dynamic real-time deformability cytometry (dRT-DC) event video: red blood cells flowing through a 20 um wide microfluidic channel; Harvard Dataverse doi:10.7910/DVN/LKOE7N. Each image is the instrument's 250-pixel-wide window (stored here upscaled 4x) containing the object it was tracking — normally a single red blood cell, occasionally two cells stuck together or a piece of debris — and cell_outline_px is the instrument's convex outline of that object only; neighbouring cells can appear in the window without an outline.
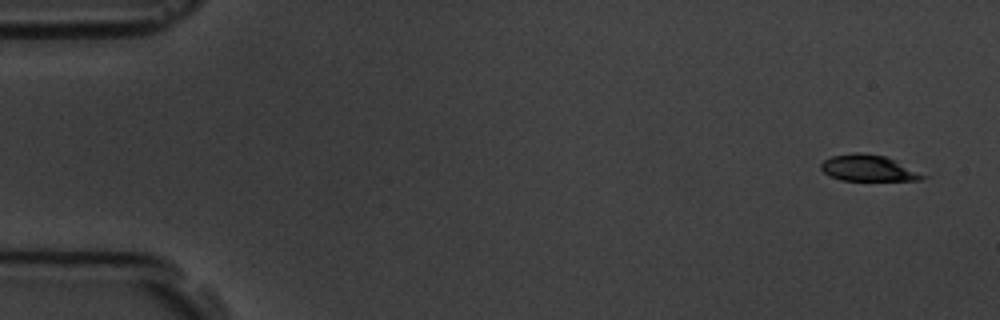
{"species": "common noctule bat (a hibernating species)", "species_latin": "Nyctalus noctula", "temperature_condition": "room temperature", "stored_images_in_passage": 5, "camera_frame_rate_fps": 3000, "um_per_image_px": 0.085, "animal": {"sex": "male", "body_mass_g": 19.5, "forearm_length_mm": 54.6}, "frame": {"image": 1, "passage_image": 1, "time_ms": 0.0, "image_size_px": [1000, 320], "cell_outline_px": [[928, 176], [920, 180], [840, 180], [824, 172], [820, 168], [820, 164], [824, 160], [832, 156], [856, 152], [860, 152], [884, 156]], "centroid_in_image_um": [73.77, 14.29], "position_along_channel_um": 11.2, "area_um2": 15.2}}
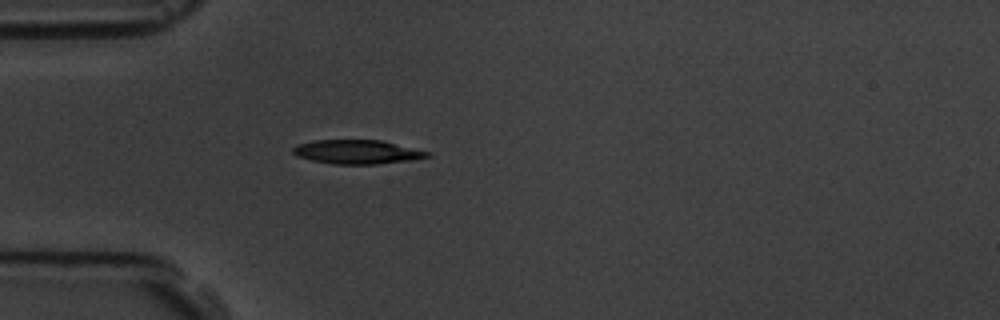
{"frame": {"image": 2, "passage_image": 5, "time_ms": 4.667, "image_size_px": [1000, 320], "cell_outline_px": [[432, 156], [408, 160], [376, 164], [332, 164], [312, 160], [296, 156], [292, 152], [292, 148], [296, 144], [312, 140], [384, 140], [428, 152]], "centroid_in_image_um": [30.3, 12.9], "position_along_channel_um": 54.7, "area_um2": 18.79}}